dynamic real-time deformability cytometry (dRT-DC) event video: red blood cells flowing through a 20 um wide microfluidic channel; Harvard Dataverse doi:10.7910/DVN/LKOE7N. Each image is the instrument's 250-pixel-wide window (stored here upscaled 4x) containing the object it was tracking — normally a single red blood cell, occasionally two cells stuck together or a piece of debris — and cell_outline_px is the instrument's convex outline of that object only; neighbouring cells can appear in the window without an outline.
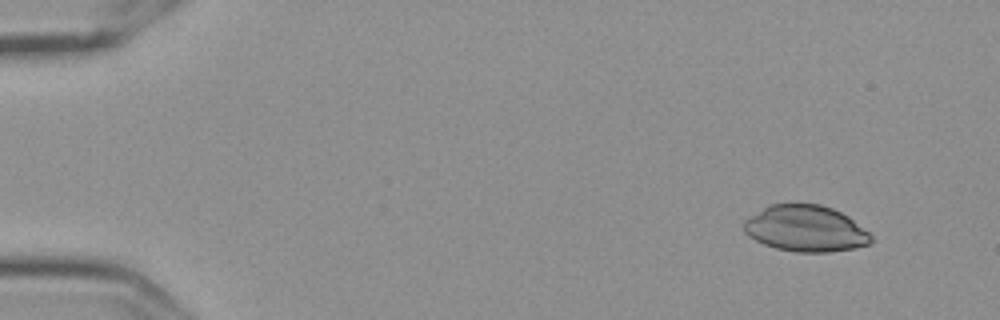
{"species": "Egyptian fruit bat (a non-hibernating species)", "species_latin": "Rousettus aegyptiacus", "temperature_condition": "cold", "stored_images_in_passage": 53, "camera_frame_rate_fps": 3000, "um_per_image_px": 0.085, "frame": {"image": 1, "passage_image": 1, "time_ms": 0.0, "image_size_px": [1000, 320], "cell_outline_px": [[872, 244], [856, 248], [828, 252], [796, 252], [776, 248], [764, 244], [748, 236], [744, 232], [744, 220], [764, 208], [772, 204], [820, 204], [832, 208], [848, 216], [868, 232], [872, 236]], "centroid_in_image_um": [68.5, 19.44], "position_along_channel_um": 16.5, "area_um2": 34.16}}
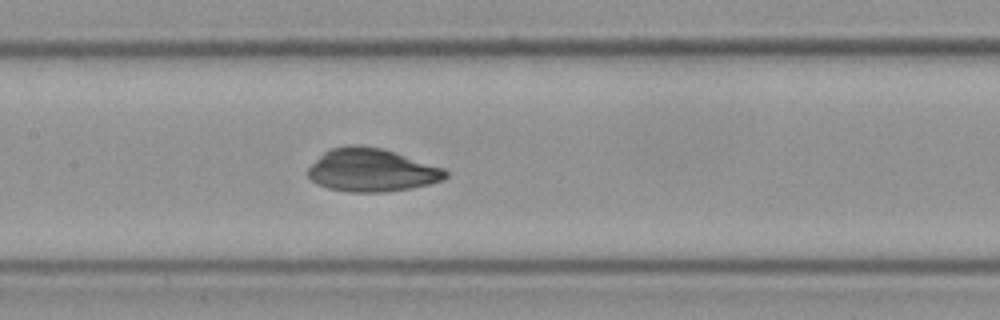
{"frame": {"image": 2, "passage_image": 24, "time_ms": 7.667, "image_size_px": [1000, 320], "cell_outline_px": [[448, 176], [444, 180], [428, 184], [408, 188], [384, 192], [348, 192], [328, 188], [316, 184], [308, 176], [308, 168], [324, 152], [332, 148], [348, 144], [360, 144], [384, 148], [444, 168], [448, 172]], "centroid_in_image_um": [31.59, 14.45], "position_along_channel_um": 175.8, "area_um2": 34.68}}
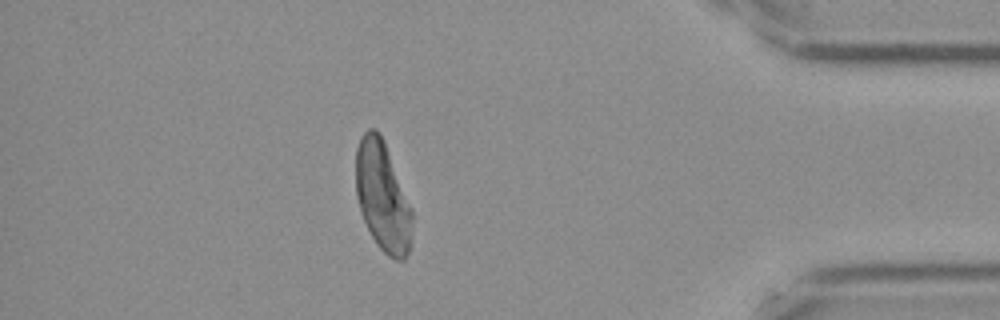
{"frame": {"image": 3, "passage_image": 46, "time_ms": 15.0, "image_size_px": [1000, 320], "cell_outline_px": [[412, 220], [408, 252], [404, 260], [396, 260], [388, 256], [376, 244], [364, 220], [356, 196], [356, 148], [360, 136], [368, 128], [376, 128], [380, 132], [384, 140], [412, 208]], "centroid_in_image_um": [32.51, 16.66], "position_along_channel_um": 402.7, "area_um2": 35.95}}